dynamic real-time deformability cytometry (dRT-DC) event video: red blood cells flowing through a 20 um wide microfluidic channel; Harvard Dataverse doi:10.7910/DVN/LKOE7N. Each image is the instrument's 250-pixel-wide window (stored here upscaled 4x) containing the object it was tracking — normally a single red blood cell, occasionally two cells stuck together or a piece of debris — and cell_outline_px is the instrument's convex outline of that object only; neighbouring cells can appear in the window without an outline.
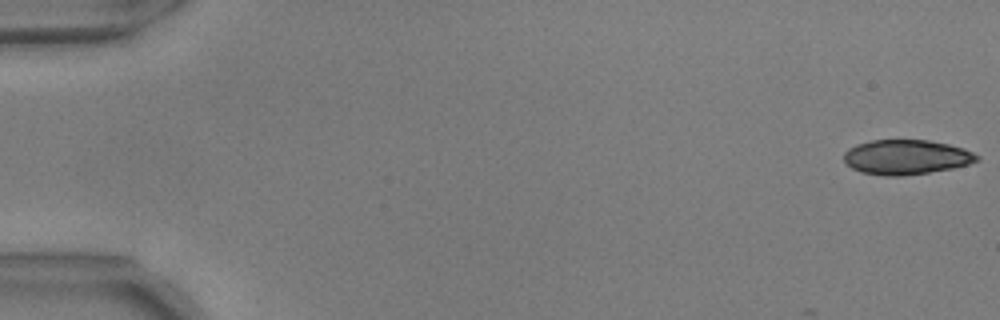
{"species": "common noctule bat (a hibernating species)", "species_latin": "Nyctalus noctula", "temperature_condition": "warm", "stored_images_in_passage": 5, "camera_frame_rate_fps": 3000, "um_per_image_px": 0.085, "animal": {"sex": "male", "body_mass_g": 17.9, "forearm_length_mm": 54.2}, "frame": {"image": 1, "passage_image": 1, "time_ms": 0.0, "image_size_px": [1000, 320], "cell_outline_px": [[980, 160], [968, 164], [952, 168], [928, 172], [900, 176], [884, 176], [860, 172], [852, 168], [844, 160], [844, 152], [848, 148], [856, 144], [872, 140], [928, 140], [948, 144], [964, 148], [980, 156]], "centroid_in_image_um": [77.02, 13.35], "position_along_channel_um": 8.0, "area_um2": 26.93}}